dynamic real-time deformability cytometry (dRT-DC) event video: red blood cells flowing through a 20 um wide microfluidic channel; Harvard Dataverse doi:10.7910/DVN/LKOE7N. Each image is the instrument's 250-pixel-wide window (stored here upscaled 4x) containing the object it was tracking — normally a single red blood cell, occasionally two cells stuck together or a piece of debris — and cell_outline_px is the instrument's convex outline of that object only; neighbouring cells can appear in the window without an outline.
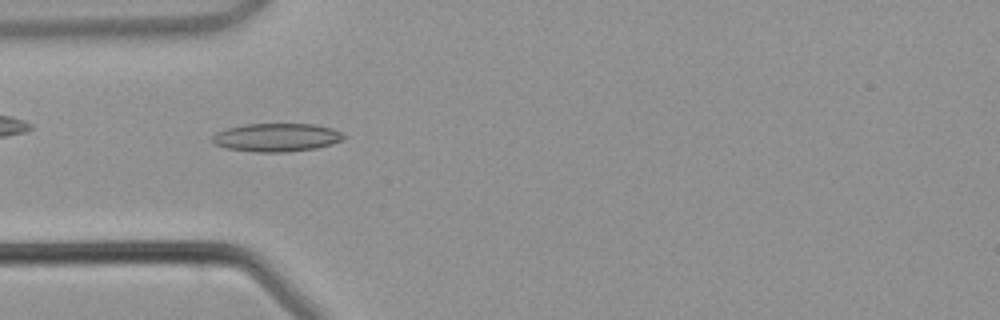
{"species": "common noctule bat (a hibernating species)", "species_latin": "Nyctalus noctula", "temperature_condition": "warm", "stored_images_in_passage": 3, "camera_frame_rate_fps": 3000, "um_per_image_px": 0.085, "animal": {"sex": "male", "body_mass_g": 21.5, "forearm_length_mm": 52.0}, "frame": {"image": 1, "passage_image": 3, "time_ms": 3.667, "image_size_px": [1000, 320], "cell_outline_px": [[344, 136], [340, 140], [332, 144], [316, 148], [288, 152], [256, 152], [228, 148], [216, 144], [212, 140], [212, 136], [216, 132], [228, 128], [244, 124], [316, 124], [332, 128], [340, 132]], "centroid_in_image_um": [23.51, 11.68], "position_along_channel_um": 61.5, "area_um2": 21.5}}